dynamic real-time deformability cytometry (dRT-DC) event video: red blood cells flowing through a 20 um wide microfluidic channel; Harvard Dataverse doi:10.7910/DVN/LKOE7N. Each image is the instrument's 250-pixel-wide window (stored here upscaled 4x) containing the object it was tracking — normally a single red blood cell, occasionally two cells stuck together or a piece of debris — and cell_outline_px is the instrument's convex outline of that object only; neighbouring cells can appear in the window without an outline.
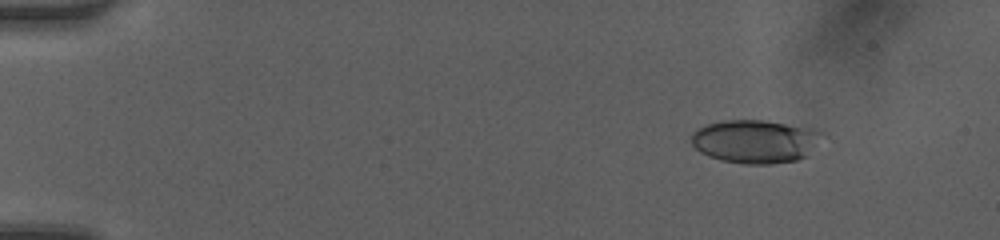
{"species": "human", "species_latin": "Homo sapiens", "temperature_condition": "room temperature", "stored_images_in_passage": 49, "camera_frame_rate_fps": 3000, "um_per_image_px": 0.085, "donor": {"sex": "female"}, "frame": {"image": 1, "passage_image": 6, "time_ms": 1.667, "image_size_px": [1000, 240], "cell_outline_px": [[828, 136], [804, 156], [796, 160], [772, 164], [744, 164], [720, 160], [708, 156], [700, 152], [692, 144], [692, 132], [696, 128], [708, 124], [724, 120], [764, 120], [816, 128], [824, 132]], "centroid_in_image_um": [64.25, 12.0], "position_along_channel_um": 20.7, "area_um2": 33.52}}
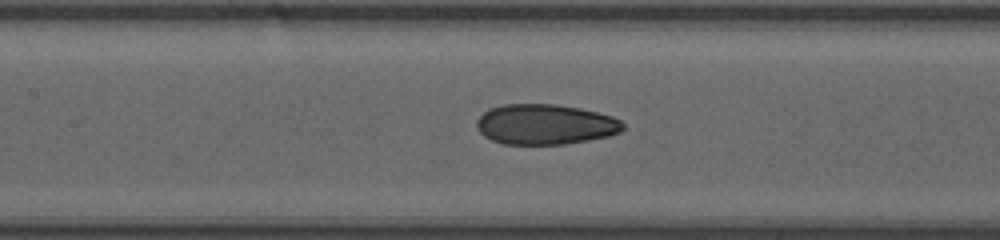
{"frame": {"image": 2, "passage_image": 24, "time_ms": 7.667, "image_size_px": [1000, 240], "cell_outline_px": [[624, 128], [620, 132], [608, 136], [588, 140], [564, 144], [504, 144], [492, 140], [484, 136], [480, 132], [476, 124], [476, 120], [484, 112], [492, 108], [504, 104], [556, 104], [580, 108], [612, 116], [620, 120], [624, 124]], "centroid_in_image_um": [46.35, 10.57], "position_along_channel_um": 161.1, "area_um2": 34.28}}
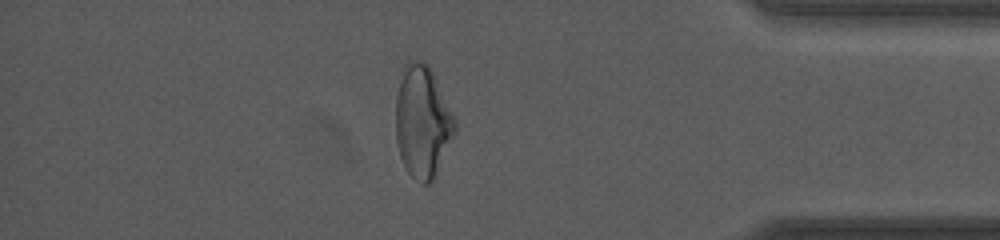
{"frame": {"image": 3, "passage_image": 43, "time_ms": 14.0, "image_size_px": [1000, 240], "cell_outline_px": [[456, 132], [436, 176], [428, 184], [424, 184], [412, 176], [408, 172], [400, 156], [396, 140], [396, 96], [404, 64], [408, 60], [420, 60], [428, 64], [432, 68], [456, 120]], "centroid_in_image_um": [35.93, 10.32], "position_along_channel_um": 399.3, "area_um2": 38.96}, "authors_computed_cell_mechanics": {"area_um2": 34.2754, "velocity_mm_per_s": 4.1942, "shape_relaxation_time_tau1_ms": 6.8441, "shape_relaxation_time_tau2_ms": 1.2811, "deformation_change_tau1": 0.1981, "deformation_change_tau2": 0.0761}}